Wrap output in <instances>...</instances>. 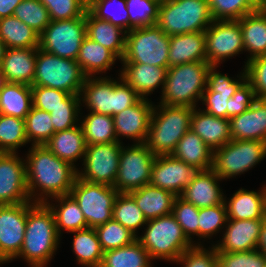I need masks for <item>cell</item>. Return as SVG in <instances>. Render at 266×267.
Wrapping results in <instances>:
<instances>
[{
	"label": "cell",
	"mask_w": 266,
	"mask_h": 267,
	"mask_svg": "<svg viewBox=\"0 0 266 267\" xmlns=\"http://www.w3.org/2000/svg\"><path fill=\"white\" fill-rule=\"evenodd\" d=\"M29 153L25 164L29 196H34L37 185L46 196L55 198L70 194L77 177L76 168L58 158L45 145H33Z\"/></svg>",
	"instance_id": "6da1fadb"
},
{
	"label": "cell",
	"mask_w": 266,
	"mask_h": 267,
	"mask_svg": "<svg viewBox=\"0 0 266 267\" xmlns=\"http://www.w3.org/2000/svg\"><path fill=\"white\" fill-rule=\"evenodd\" d=\"M60 234L45 202H34L27 212L24 241L19 253L32 267H44L55 252Z\"/></svg>",
	"instance_id": "7a4b0ae2"
},
{
	"label": "cell",
	"mask_w": 266,
	"mask_h": 267,
	"mask_svg": "<svg viewBox=\"0 0 266 267\" xmlns=\"http://www.w3.org/2000/svg\"><path fill=\"white\" fill-rule=\"evenodd\" d=\"M210 66L207 61H197L169 67L161 104L195 108L206 89Z\"/></svg>",
	"instance_id": "3957f363"
},
{
	"label": "cell",
	"mask_w": 266,
	"mask_h": 267,
	"mask_svg": "<svg viewBox=\"0 0 266 267\" xmlns=\"http://www.w3.org/2000/svg\"><path fill=\"white\" fill-rule=\"evenodd\" d=\"M159 106V114L153 109L145 144L156 156L171 155L178 141L190 129L194 108L164 104Z\"/></svg>",
	"instance_id": "277c9868"
},
{
	"label": "cell",
	"mask_w": 266,
	"mask_h": 267,
	"mask_svg": "<svg viewBox=\"0 0 266 267\" xmlns=\"http://www.w3.org/2000/svg\"><path fill=\"white\" fill-rule=\"evenodd\" d=\"M213 21L207 0H169L160 4L156 25L172 36L205 32Z\"/></svg>",
	"instance_id": "5b68a950"
},
{
	"label": "cell",
	"mask_w": 266,
	"mask_h": 267,
	"mask_svg": "<svg viewBox=\"0 0 266 267\" xmlns=\"http://www.w3.org/2000/svg\"><path fill=\"white\" fill-rule=\"evenodd\" d=\"M147 224L145 234L137 237V240L147 250L151 259L177 261L185 250L193 246L172 213L147 220Z\"/></svg>",
	"instance_id": "8992f818"
},
{
	"label": "cell",
	"mask_w": 266,
	"mask_h": 267,
	"mask_svg": "<svg viewBox=\"0 0 266 267\" xmlns=\"http://www.w3.org/2000/svg\"><path fill=\"white\" fill-rule=\"evenodd\" d=\"M86 77L75 60L37 49L32 86H45L70 94H81Z\"/></svg>",
	"instance_id": "52a82bcc"
},
{
	"label": "cell",
	"mask_w": 266,
	"mask_h": 267,
	"mask_svg": "<svg viewBox=\"0 0 266 267\" xmlns=\"http://www.w3.org/2000/svg\"><path fill=\"white\" fill-rule=\"evenodd\" d=\"M121 83L111 79L86 77L81 92L83 101L92 112L115 116L136 104L142 97L124 80Z\"/></svg>",
	"instance_id": "ba28073f"
},
{
	"label": "cell",
	"mask_w": 266,
	"mask_h": 267,
	"mask_svg": "<svg viewBox=\"0 0 266 267\" xmlns=\"http://www.w3.org/2000/svg\"><path fill=\"white\" fill-rule=\"evenodd\" d=\"M125 36V53L121 60L123 63H141L169 68L170 36L157 25L134 28Z\"/></svg>",
	"instance_id": "9c48e42d"
},
{
	"label": "cell",
	"mask_w": 266,
	"mask_h": 267,
	"mask_svg": "<svg viewBox=\"0 0 266 267\" xmlns=\"http://www.w3.org/2000/svg\"><path fill=\"white\" fill-rule=\"evenodd\" d=\"M266 156V142L258 140H231L213 151L214 172L229 178L247 171Z\"/></svg>",
	"instance_id": "30bf717a"
},
{
	"label": "cell",
	"mask_w": 266,
	"mask_h": 267,
	"mask_svg": "<svg viewBox=\"0 0 266 267\" xmlns=\"http://www.w3.org/2000/svg\"><path fill=\"white\" fill-rule=\"evenodd\" d=\"M118 191L113 186L89 183L76 177L70 194L78 202L88 227L95 228L112 219Z\"/></svg>",
	"instance_id": "8fae6325"
},
{
	"label": "cell",
	"mask_w": 266,
	"mask_h": 267,
	"mask_svg": "<svg viewBox=\"0 0 266 267\" xmlns=\"http://www.w3.org/2000/svg\"><path fill=\"white\" fill-rule=\"evenodd\" d=\"M85 37V16L51 20L39 36V48L58 57L76 61Z\"/></svg>",
	"instance_id": "7c38bea8"
},
{
	"label": "cell",
	"mask_w": 266,
	"mask_h": 267,
	"mask_svg": "<svg viewBox=\"0 0 266 267\" xmlns=\"http://www.w3.org/2000/svg\"><path fill=\"white\" fill-rule=\"evenodd\" d=\"M155 157L145 143H137L127 149L122 147L114 189L129 193L148 185Z\"/></svg>",
	"instance_id": "4fadbf2b"
},
{
	"label": "cell",
	"mask_w": 266,
	"mask_h": 267,
	"mask_svg": "<svg viewBox=\"0 0 266 267\" xmlns=\"http://www.w3.org/2000/svg\"><path fill=\"white\" fill-rule=\"evenodd\" d=\"M122 146L120 141L86 146L84 173L77 177L89 183L114 186L119 168Z\"/></svg>",
	"instance_id": "5bb4252c"
},
{
	"label": "cell",
	"mask_w": 266,
	"mask_h": 267,
	"mask_svg": "<svg viewBox=\"0 0 266 267\" xmlns=\"http://www.w3.org/2000/svg\"><path fill=\"white\" fill-rule=\"evenodd\" d=\"M30 202L0 204V263L18 257L23 245Z\"/></svg>",
	"instance_id": "9a60e30c"
},
{
	"label": "cell",
	"mask_w": 266,
	"mask_h": 267,
	"mask_svg": "<svg viewBox=\"0 0 266 267\" xmlns=\"http://www.w3.org/2000/svg\"><path fill=\"white\" fill-rule=\"evenodd\" d=\"M206 61L217 66L222 59L245 50L238 20H214L205 31Z\"/></svg>",
	"instance_id": "2e32d148"
},
{
	"label": "cell",
	"mask_w": 266,
	"mask_h": 267,
	"mask_svg": "<svg viewBox=\"0 0 266 267\" xmlns=\"http://www.w3.org/2000/svg\"><path fill=\"white\" fill-rule=\"evenodd\" d=\"M16 153H0V204L15 205L31 200L26 165Z\"/></svg>",
	"instance_id": "e0dca14e"
},
{
	"label": "cell",
	"mask_w": 266,
	"mask_h": 267,
	"mask_svg": "<svg viewBox=\"0 0 266 267\" xmlns=\"http://www.w3.org/2000/svg\"><path fill=\"white\" fill-rule=\"evenodd\" d=\"M198 171L172 155H158L152 165L149 184L180 196Z\"/></svg>",
	"instance_id": "ac0fdd59"
},
{
	"label": "cell",
	"mask_w": 266,
	"mask_h": 267,
	"mask_svg": "<svg viewBox=\"0 0 266 267\" xmlns=\"http://www.w3.org/2000/svg\"><path fill=\"white\" fill-rule=\"evenodd\" d=\"M147 101L141 98L136 104L113 116L117 141L118 136L123 135L135 138L138 143H145L154 109Z\"/></svg>",
	"instance_id": "d6986e66"
},
{
	"label": "cell",
	"mask_w": 266,
	"mask_h": 267,
	"mask_svg": "<svg viewBox=\"0 0 266 267\" xmlns=\"http://www.w3.org/2000/svg\"><path fill=\"white\" fill-rule=\"evenodd\" d=\"M214 68L216 66H210L207 87L201 100L207 105L205 112L215 117L227 119L226 109H229V99L243 83L215 72Z\"/></svg>",
	"instance_id": "ffe728a7"
},
{
	"label": "cell",
	"mask_w": 266,
	"mask_h": 267,
	"mask_svg": "<svg viewBox=\"0 0 266 267\" xmlns=\"http://www.w3.org/2000/svg\"><path fill=\"white\" fill-rule=\"evenodd\" d=\"M264 220H235L229 222L222 243L215 245L216 252H244L257 249Z\"/></svg>",
	"instance_id": "44dd1931"
},
{
	"label": "cell",
	"mask_w": 266,
	"mask_h": 267,
	"mask_svg": "<svg viewBox=\"0 0 266 267\" xmlns=\"http://www.w3.org/2000/svg\"><path fill=\"white\" fill-rule=\"evenodd\" d=\"M232 140L266 142V99L257 98L247 111L229 119Z\"/></svg>",
	"instance_id": "7402d4cb"
},
{
	"label": "cell",
	"mask_w": 266,
	"mask_h": 267,
	"mask_svg": "<svg viewBox=\"0 0 266 267\" xmlns=\"http://www.w3.org/2000/svg\"><path fill=\"white\" fill-rule=\"evenodd\" d=\"M219 179L212 168L199 170L180 197L199 209L223 204L225 199L217 184Z\"/></svg>",
	"instance_id": "603a6c76"
},
{
	"label": "cell",
	"mask_w": 266,
	"mask_h": 267,
	"mask_svg": "<svg viewBox=\"0 0 266 267\" xmlns=\"http://www.w3.org/2000/svg\"><path fill=\"white\" fill-rule=\"evenodd\" d=\"M38 48H6L0 68L7 82L32 86Z\"/></svg>",
	"instance_id": "cb8c5ba5"
},
{
	"label": "cell",
	"mask_w": 266,
	"mask_h": 267,
	"mask_svg": "<svg viewBox=\"0 0 266 267\" xmlns=\"http://www.w3.org/2000/svg\"><path fill=\"white\" fill-rule=\"evenodd\" d=\"M190 128L213 151L232 140L229 119L215 117L204 110L198 112L193 109Z\"/></svg>",
	"instance_id": "d4e9b609"
},
{
	"label": "cell",
	"mask_w": 266,
	"mask_h": 267,
	"mask_svg": "<svg viewBox=\"0 0 266 267\" xmlns=\"http://www.w3.org/2000/svg\"><path fill=\"white\" fill-rule=\"evenodd\" d=\"M169 67L206 61L205 32L184 33L170 36Z\"/></svg>",
	"instance_id": "484cf974"
},
{
	"label": "cell",
	"mask_w": 266,
	"mask_h": 267,
	"mask_svg": "<svg viewBox=\"0 0 266 267\" xmlns=\"http://www.w3.org/2000/svg\"><path fill=\"white\" fill-rule=\"evenodd\" d=\"M121 80L129 84L142 98L160 86H164L167 69L149 64L123 63Z\"/></svg>",
	"instance_id": "4316f807"
},
{
	"label": "cell",
	"mask_w": 266,
	"mask_h": 267,
	"mask_svg": "<svg viewBox=\"0 0 266 267\" xmlns=\"http://www.w3.org/2000/svg\"><path fill=\"white\" fill-rule=\"evenodd\" d=\"M137 207L147 220L155 219L172 213L176 196L168 191L150 184L129 192Z\"/></svg>",
	"instance_id": "83f0119b"
},
{
	"label": "cell",
	"mask_w": 266,
	"mask_h": 267,
	"mask_svg": "<svg viewBox=\"0 0 266 267\" xmlns=\"http://www.w3.org/2000/svg\"><path fill=\"white\" fill-rule=\"evenodd\" d=\"M228 219L235 220H264L266 218V187L262 192L240 189L228 202L224 200Z\"/></svg>",
	"instance_id": "f1b7e54d"
},
{
	"label": "cell",
	"mask_w": 266,
	"mask_h": 267,
	"mask_svg": "<svg viewBox=\"0 0 266 267\" xmlns=\"http://www.w3.org/2000/svg\"><path fill=\"white\" fill-rule=\"evenodd\" d=\"M171 155L197 170H209L213 166V150L191 128L178 141Z\"/></svg>",
	"instance_id": "f546056e"
},
{
	"label": "cell",
	"mask_w": 266,
	"mask_h": 267,
	"mask_svg": "<svg viewBox=\"0 0 266 267\" xmlns=\"http://www.w3.org/2000/svg\"><path fill=\"white\" fill-rule=\"evenodd\" d=\"M44 145L54 155L72 166L80 156H85L87 146L81 126L55 132Z\"/></svg>",
	"instance_id": "4dcf8cb0"
},
{
	"label": "cell",
	"mask_w": 266,
	"mask_h": 267,
	"mask_svg": "<svg viewBox=\"0 0 266 267\" xmlns=\"http://www.w3.org/2000/svg\"><path fill=\"white\" fill-rule=\"evenodd\" d=\"M86 36L98 42L108 50L112 51L122 60L125 53L126 36H121L123 30L112 23L94 17L86 11Z\"/></svg>",
	"instance_id": "1f68e13d"
},
{
	"label": "cell",
	"mask_w": 266,
	"mask_h": 267,
	"mask_svg": "<svg viewBox=\"0 0 266 267\" xmlns=\"http://www.w3.org/2000/svg\"><path fill=\"white\" fill-rule=\"evenodd\" d=\"M116 58L118 57L112 51L86 36L80 46L76 62L87 77H92V73L105 72L109 69Z\"/></svg>",
	"instance_id": "d6a6232c"
},
{
	"label": "cell",
	"mask_w": 266,
	"mask_h": 267,
	"mask_svg": "<svg viewBox=\"0 0 266 267\" xmlns=\"http://www.w3.org/2000/svg\"><path fill=\"white\" fill-rule=\"evenodd\" d=\"M39 36L14 15L0 18V40L6 48H39Z\"/></svg>",
	"instance_id": "836d02e7"
},
{
	"label": "cell",
	"mask_w": 266,
	"mask_h": 267,
	"mask_svg": "<svg viewBox=\"0 0 266 267\" xmlns=\"http://www.w3.org/2000/svg\"><path fill=\"white\" fill-rule=\"evenodd\" d=\"M238 21L242 31L244 49L251 52L248 61L266 55V18L256 10Z\"/></svg>",
	"instance_id": "e575fe53"
},
{
	"label": "cell",
	"mask_w": 266,
	"mask_h": 267,
	"mask_svg": "<svg viewBox=\"0 0 266 267\" xmlns=\"http://www.w3.org/2000/svg\"><path fill=\"white\" fill-rule=\"evenodd\" d=\"M31 107V86L8 82L0 91V114L25 119Z\"/></svg>",
	"instance_id": "d590c367"
},
{
	"label": "cell",
	"mask_w": 266,
	"mask_h": 267,
	"mask_svg": "<svg viewBox=\"0 0 266 267\" xmlns=\"http://www.w3.org/2000/svg\"><path fill=\"white\" fill-rule=\"evenodd\" d=\"M60 202V208L51 206L46 202L47 199L40 197L36 202H45L52 210L55 217V224L58 234H61V229H65L68 232L83 230L88 228L86 220L82 211L80 210L78 202L71 194L55 197ZM57 209V210H56Z\"/></svg>",
	"instance_id": "8d00e7d4"
},
{
	"label": "cell",
	"mask_w": 266,
	"mask_h": 267,
	"mask_svg": "<svg viewBox=\"0 0 266 267\" xmlns=\"http://www.w3.org/2000/svg\"><path fill=\"white\" fill-rule=\"evenodd\" d=\"M150 255L136 239L131 244L104 252L100 267H151Z\"/></svg>",
	"instance_id": "74e56055"
},
{
	"label": "cell",
	"mask_w": 266,
	"mask_h": 267,
	"mask_svg": "<svg viewBox=\"0 0 266 267\" xmlns=\"http://www.w3.org/2000/svg\"><path fill=\"white\" fill-rule=\"evenodd\" d=\"M73 249L79 263L88 267H100L104 251L95 228L73 231Z\"/></svg>",
	"instance_id": "f35d334b"
},
{
	"label": "cell",
	"mask_w": 266,
	"mask_h": 267,
	"mask_svg": "<svg viewBox=\"0 0 266 267\" xmlns=\"http://www.w3.org/2000/svg\"><path fill=\"white\" fill-rule=\"evenodd\" d=\"M81 127L87 146L117 141L112 116L90 112L83 120Z\"/></svg>",
	"instance_id": "ab89813d"
},
{
	"label": "cell",
	"mask_w": 266,
	"mask_h": 267,
	"mask_svg": "<svg viewBox=\"0 0 266 267\" xmlns=\"http://www.w3.org/2000/svg\"><path fill=\"white\" fill-rule=\"evenodd\" d=\"M112 219L118 221L136 237V230L147 224V219L129 193L119 192L113 205Z\"/></svg>",
	"instance_id": "60d3db41"
},
{
	"label": "cell",
	"mask_w": 266,
	"mask_h": 267,
	"mask_svg": "<svg viewBox=\"0 0 266 267\" xmlns=\"http://www.w3.org/2000/svg\"><path fill=\"white\" fill-rule=\"evenodd\" d=\"M27 142L25 120L0 114V153H16Z\"/></svg>",
	"instance_id": "b9f144b4"
},
{
	"label": "cell",
	"mask_w": 266,
	"mask_h": 267,
	"mask_svg": "<svg viewBox=\"0 0 266 267\" xmlns=\"http://www.w3.org/2000/svg\"><path fill=\"white\" fill-rule=\"evenodd\" d=\"M24 120L27 140L32 139L33 145H44L55 133L51 115L44 110L31 107Z\"/></svg>",
	"instance_id": "7bdbcfd3"
},
{
	"label": "cell",
	"mask_w": 266,
	"mask_h": 267,
	"mask_svg": "<svg viewBox=\"0 0 266 267\" xmlns=\"http://www.w3.org/2000/svg\"><path fill=\"white\" fill-rule=\"evenodd\" d=\"M104 252L131 244L137 237L118 221L111 219L95 227Z\"/></svg>",
	"instance_id": "ee69618b"
},
{
	"label": "cell",
	"mask_w": 266,
	"mask_h": 267,
	"mask_svg": "<svg viewBox=\"0 0 266 267\" xmlns=\"http://www.w3.org/2000/svg\"><path fill=\"white\" fill-rule=\"evenodd\" d=\"M16 18L41 34L51 22L47 8L40 0H23L15 8Z\"/></svg>",
	"instance_id": "f6af8a7d"
},
{
	"label": "cell",
	"mask_w": 266,
	"mask_h": 267,
	"mask_svg": "<svg viewBox=\"0 0 266 267\" xmlns=\"http://www.w3.org/2000/svg\"><path fill=\"white\" fill-rule=\"evenodd\" d=\"M129 14V31L134 28L156 25L160 3L155 0H126Z\"/></svg>",
	"instance_id": "bcb514c9"
},
{
	"label": "cell",
	"mask_w": 266,
	"mask_h": 267,
	"mask_svg": "<svg viewBox=\"0 0 266 267\" xmlns=\"http://www.w3.org/2000/svg\"><path fill=\"white\" fill-rule=\"evenodd\" d=\"M213 20H239L258 8L250 0H207Z\"/></svg>",
	"instance_id": "7dc6e473"
},
{
	"label": "cell",
	"mask_w": 266,
	"mask_h": 267,
	"mask_svg": "<svg viewBox=\"0 0 266 267\" xmlns=\"http://www.w3.org/2000/svg\"><path fill=\"white\" fill-rule=\"evenodd\" d=\"M172 214L189 241H191V233L199 236V208L180 196H176L173 203Z\"/></svg>",
	"instance_id": "c3c4849f"
},
{
	"label": "cell",
	"mask_w": 266,
	"mask_h": 267,
	"mask_svg": "<svg viewBox=\"0 0 266 267\" xmlns=\"http://www.w3.org/2000/svg\"><path fill=\"white\" fill-rule=\"evenodd\" d=\"M51 20L74 19L86 16L88 0H40Z\"/></svg>",
	"instance_id": "681fc988"
},
{
	"label": "cell",
	"mask_w": 266,
	"mask_h": 267,
	"mask_svg": "<svg viewBox=\"0 0 266 267\" xmlns=\"http://www.w3.org/2000/svg\"><path fill=\"white\" fill-rule=\"evenodd\" d=\"M111 2H114V4H117V6H120V10L122 11L120 12L122 13L121 18L119 15L116 17V14L107 13V6ZM87 10L98 19L106 20L122 30L126 29L124 30V35L129 32V14L126 6V0H88Z\"/></svg>",
	"instance_id": "f907efd6"
},
{
	"label": "cell",
	"mask_w": 266,
	"mask_h": 267,
	"mask_svg": "<svg viewBox=\"0 0 266 267\" xmlns=\"http://www.w3.org/2000/svg\"><path fill=\"white\" fill-rule=\"evenodd\" d=\"M217 267H265L266 255L260 250L217 252Z\"/></svg>",
	"instance_id": "816d5d0a"
},
{
	"label": "cell",
	"mask_w": 266,
	"mask_h": 267,
	"mask_svg": "<svg viewBox=\"0 0 266 267\" xmlns=\"http://www.w3.org/2000/svg\"><path fill=\"white\" fill-rule=\"evenodd\" d=\"M80 95L81 94H70L65 99V106H58L50 112L54 132L68 130L77 126L75 122L79 112Z\"/></svg>",
	"instance_id": "f5cc1de1"
},
{
	"label": "cell",
	"mask_w": 266,
	"mask_h": 267,
	"mask_svg": "<svg viewBox=\"0 0 266 267\" xmlns=\"http://www.w3.org/2000/svg\"><path fill=\"white\" fill-rule=\"evenodd\" d=\"M228 220L226 204L210 206L199 209V235L210 237L221 228V225Z\"/></svg>",
	"instance_id": "db71d44e"
},
{
	"label": "cell",
	"mask_w": 266,
	"mask_h": 267,
	"mask_svg": "<svg viewBox=\"0 0 266 267\" xmlns=\"http://www.w3.org/2000/svg\"><path fill=\"white\" fill-rule=\"evenodd\" d=\"M31 92L32 107L48 113L58 106H65V99L70 95V93L45 86H31Z\"/></svg>",
	"instance_id": "11a10c76"
},
{
	"label": "cell",
	"mask_w": 266,
	"mask_h": 267,
	"mask_svg": "<svg viewBox=\"0 0 266 267\" xmlns=\"http://www.w3.org/2000/svg\"><path fill=\"white\" fill-rule=\"evenodd\" d=\"M244 71L256 98L266 99V55L258 56L246 62Z\"/></svg>",
	"instance_id": "9f6ffc18"
},
{
	"label": "cell",
	"mask_w": 266,
	"mask_h": 267,
	"mask_svg": "<svg viewBox=\"0 0 266 267\" xmlns=\"http://www.w3.org/2000/svg\"><path fill=\"white\" fill-rule=\"evenodd\" d=\"M240 77H242L243 84L233 94L232 98L229 99V109H226L227 119L247 111L257 99L251 84L247 81L246 72L244 71Z\"/></svg>",
	"instance_id": "6f0895ef"
},
{
	"label": "cell",
	"mask_w": 266,
	"mask_h": 267,
	"mask_svg": "<svg viewBox=\"0 0 266 267\" xmlns=\"http://www.w3.org/2000/svg\"><path fill=\"white\" fill-rule=\"evenodd\" d=\"M216 254L215 246L208 251L200 245H193L185 250L176 262L184 263L185 267H217Z\"/></svg>",
	"instance_id": "680465c9"
},
{
	"label": "cell",
	"mask_w": 266,
	"mask_h": 267,
	"mask_svg": "<svg viewBox=\"0 0 266 267\" xmlns=\"http://www.w3.org/2000/svg\"><path fill=\"white\" fill-rule=\"evenodd\" d=\"M21 1L23 0H0V18L12 16Z\"/></svg>",
	"instance_id": "91938a15"
},
{
	"label": "cell",
	"mask_w": 266,
	"mask_h": 267,
	"mask_svg": "<svg viewBox=\"0 0 266 267\" xmlns=\"http://www.w3.org/2000/svg\"><path fill=\"white\" fill-rule=\"evenodd\" d=\"M257 250H261V252L266 255V218L264 219L261 226L259 241L257 243Z\"/></svg>",
	"instance_id": "94428289"
},
{
	"label": "cell",
	"mask_w": 266,
	"mask_h": 267,
	"mask_svg": "<svg viewBox=\"0 0 266 267\" xmlns=\"http://www.w3.org/2000/svg\"><path fill=\"white\" fill-rule=\"evenodd\" d=\"M7 80H6V77L4 76V74L2 73L1 71V68H0V91L3 89V87L7 84Z\"/></svg>",
	"instance_id": "6125c7cd"
},
{
	"label": "cell",
	"mask_w": 266,
	"mask_h": 267,
	"mask_svg": "<svg viewBox=\"0 0 266 267\" xmlns=\"http://www.w3.org/2000/svg\"><path fill=\"white\" fill-rule=\"evenodd\" d=\"M5 51H6V46L4 45V43L0 40V64H1V61L4 57V54H5Z\"/></svg>",
	"instance_id": "be15d7a7"
},
{
	"label": "cell",
	"mask_w": 266,
	"mask_h": 267,
	"mask_svg": "<svg viewBox=\"0 0 266 267\" xmlns=\"http://www.w3.org/2000/svg\"><path fill=\"white\" fill-rule=\"evenodd\" d=\"M257 8L261 7L266 0H250Z\"/></svg>",
	"instance_id": "e7e4bbea"
},
{
	"label": "cell",
	"mask_w": 266,
	"mask_h": 267,
	"mask_svg": "<svg viewBox=\"0 0 266 267\" xmlns=\"http://www.w3.org/2000/svg\"><path fill=\"white\" fill-rule=\"evenodd\" d=\"M258 11L266 18V7H259Z\"/></svg>",
	"instance_id": "03108f58"
},
{
	"label": "cell",
	"mask_w": 266,
	"mask_h": 267,
	"mask_svg": "<svg viewBox=\"0 0 266 267\" xmlns=\"http://www.w3.org/2000/svg\"><path fill=\"white\" fill-rule=\"evenodd\" d=\"M155 1H157V2H159L161 4V3L167 2L169 0H155Z\"/></svg>",
	"instance_id": "003e7915"
}]
</instances>
